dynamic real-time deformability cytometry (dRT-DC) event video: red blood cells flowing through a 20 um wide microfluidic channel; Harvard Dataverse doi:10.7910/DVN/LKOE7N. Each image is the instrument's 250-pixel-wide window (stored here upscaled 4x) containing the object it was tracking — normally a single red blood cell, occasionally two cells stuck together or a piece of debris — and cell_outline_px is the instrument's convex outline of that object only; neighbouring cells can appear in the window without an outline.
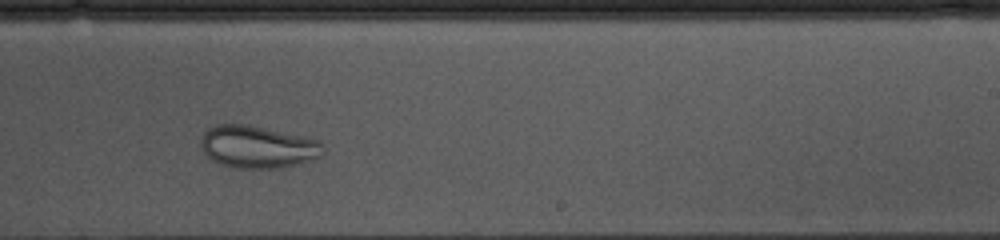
{"species": "common noctule bat (a hibernating species)", "species_latin": "Nyctalus noctula", "temperature_condition": "cold", "stored_images_in_passage": 35, "camera_frame_rate_fps": 3000, "um_per_image_px": 0.085, "animal": {"sex": "female", "body_mass_g": 10.0, "forearm_length_mm": 53.1}, "frame": {"image": 1, "passage_image": 25, "time_ms": 8.0, "image_size_px": [1000, 240], "cell_outline_px": [[324, 152], [320, 156], [296, 164], [280, 168], [236, 168], [220, 164], [212, 160], [204, 152], [200, 144], [200, 140], [204, 132], [208, 128], [216, 124], [248, 124], [304, 136], [320, 140], [324, 144]], "centroid_in_image_um": [21.9, 12.47], "position_along_channel_um": 267.1, "area_um2": 30.35}}